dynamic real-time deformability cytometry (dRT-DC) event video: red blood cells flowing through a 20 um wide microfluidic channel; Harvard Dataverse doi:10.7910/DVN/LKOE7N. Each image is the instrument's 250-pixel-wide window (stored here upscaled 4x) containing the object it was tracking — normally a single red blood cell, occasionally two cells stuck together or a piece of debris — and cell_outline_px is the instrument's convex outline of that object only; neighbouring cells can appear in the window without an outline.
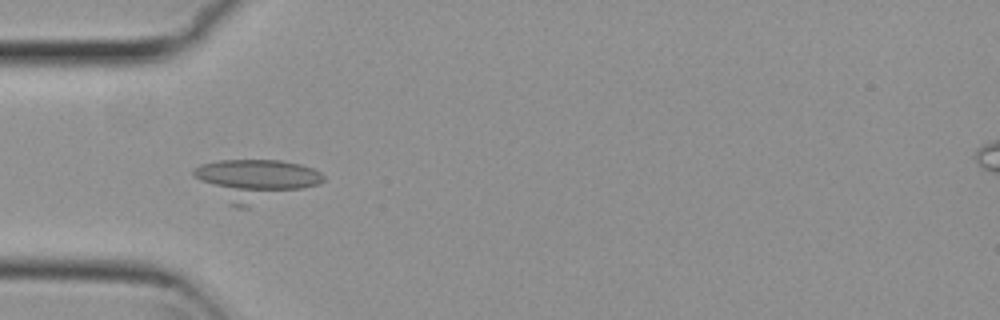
{"species": "common noctule bat (a hibernating species)", "species_latin": "Nyctalus noctula", "temperature_condition": "cold", "stored_images_in_passage": 6, "camera_frame_rate_fps": 3000, "um_per_image_px": 0.085, "animal": {"sex": "female", "body_mass_g": 29.2, "forearm_length_mm": 56.3}, "frame": {"image": 1, "passage_image": 5, "time_ms": 1.333, "image_size_px": [1000, 320], "cell_outline_px": [[324, 180], [320, 184], [248, 208], [236, 208], [228, 204], [192, 176], [192, 168], [200, 164], [220, 160], [280, 160], [300, 164], [312, 168], [320, 172], [324, 176]], "centroid_in_image_um": [21.68, 15.31], "position_along_channel_um": 63.3, "area_um2": 31.56}}
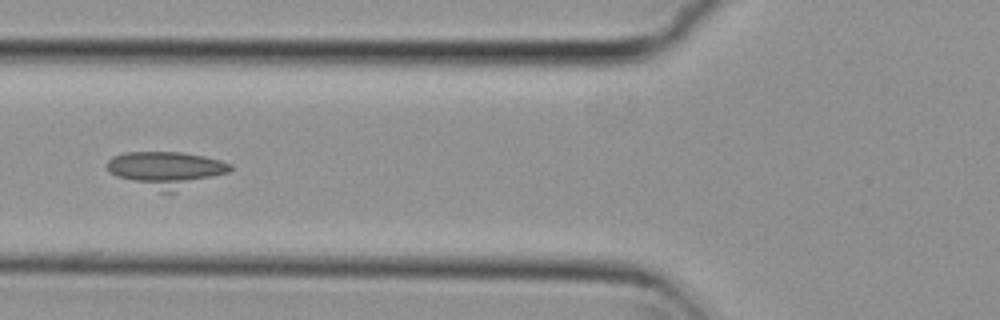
{"frame": {"image": 2, "passage_image": 6, "time_ms": 1.667, "image_size_px": [1000, 320], "cell_outline_px": [[232, 168], [228, 172], [172, 192], [160, 192], [116, 176], [108, 172], [104, 164], [112, 156], [124, 152], [180, 152], [204, 156], [220, 160], [232, 164]], "centroid_in_image_um": [14.06, 14.38], "position_along_channel_um": 111.7, "area_um2": 25.49}}